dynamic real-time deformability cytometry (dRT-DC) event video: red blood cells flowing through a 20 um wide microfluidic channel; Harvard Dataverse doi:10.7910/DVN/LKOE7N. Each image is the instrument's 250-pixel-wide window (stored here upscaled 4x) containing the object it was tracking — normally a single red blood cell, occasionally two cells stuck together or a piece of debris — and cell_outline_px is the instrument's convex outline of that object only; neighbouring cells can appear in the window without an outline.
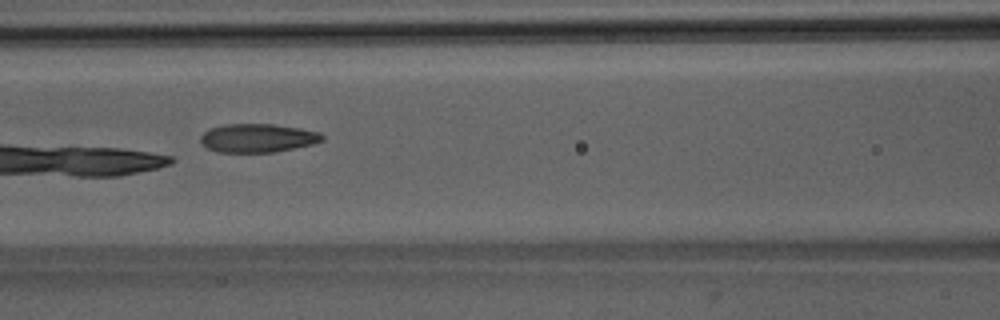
{"species": "Egyptian fruit bat (a non-hibernating species)", "species_latin": "Rousettus aegyptiacus", "temperature_condition": "room temperature", "stored_images_in_passage": 9, "camera_frame_rate_fps": 3000, "um_per_image_px": 0.085, "animal": {"sex": "male"}, "frame": {"image": 1, "passage_image": 7, "time_ms": 7.667, "image_size_px": [1000, 320], "cell_outline_px": [[324, 140], [312, 144], [272, 152], [216, 152], [208, 148], [200, 140], [200, 136], [208, 128], [224, 124], [276, 124], [300, 128], [320, 132], [324, 136]], "centroid_in_image_um": [21.89, 11.72], "position_along_channel_um": 144.7, "area_um2": 20.29}}